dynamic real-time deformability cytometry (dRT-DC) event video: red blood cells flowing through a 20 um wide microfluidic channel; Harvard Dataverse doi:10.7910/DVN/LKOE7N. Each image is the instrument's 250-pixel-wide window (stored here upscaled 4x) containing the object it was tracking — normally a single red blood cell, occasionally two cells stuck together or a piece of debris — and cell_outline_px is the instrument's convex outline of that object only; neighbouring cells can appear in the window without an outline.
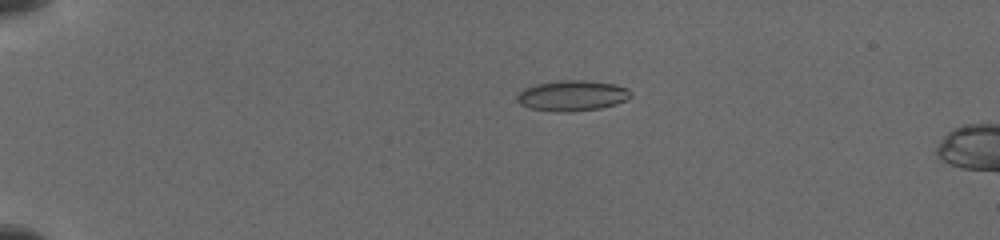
{"species": "common noctule bat (a hibernating species)", "species_latin": "Nyctalus noctula", "temperature_condition": "cold", "stored_images_in_passage": 24, "camera_frame_rate_fps": 3000, "um_per_image_px": 0.085, "animal": {"sex": "female", "body_mass_g": 19.5, "forearm_length_mm": 54.1}, "frame": {"image": 1, "passage_image": 8, "time_ms": 3.667, "image_size_px": [1000, 240], "cell_outline_px": [[632, 96], [616, 104], [600, 108], [532, 108], [520, 104], [516, 100], [516, 96], [524, 88], [536, 84], [560, 80], [584, 80], [612, 84], [628, 88], [632, 92]], "centroid_in_image_um": [48.67, 8.06], "position_along_channel_um": 36.3, "area_um2": 19.02}}
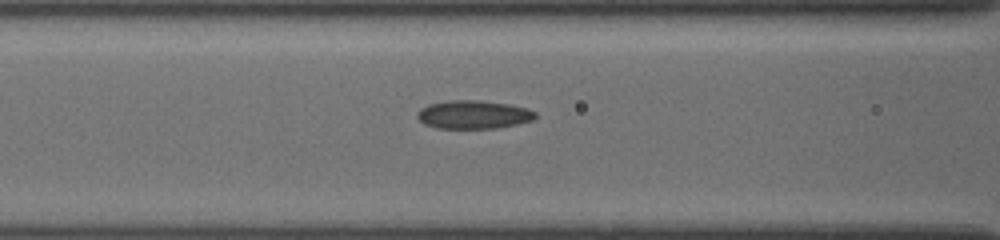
{"frame": {"image": 2, "passage_image": 18, "time_ms": 7.667, "image_size_px": [1000, 240], "cell_outline_px": [[536, 116], [532, 120], [516, 124], [496, 128], [436, 128], [424, 124], [416, 116], [420, 108], [428, 104], [448, 100], [480, 100], [508, 104], [528, 108], [536, 112]], "centroid_in_image_um": [40.22, 9.73], "position_along_channel_um": 126.4, "area_um2": 19.54}}
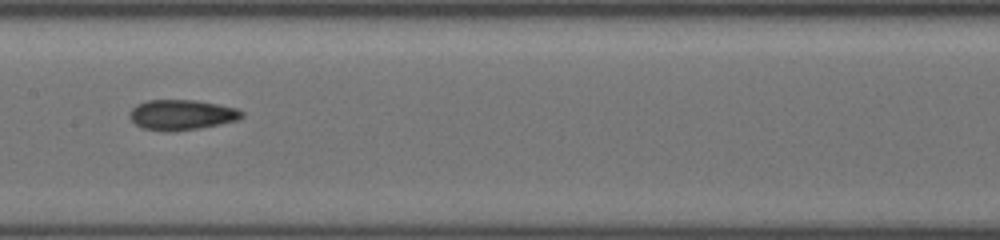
{"frame": {"image": 3, "passage_image": 22, "time_ms": 9.333, "image_size_px": [1000, 240], "cell_outline_px": [[244, 116], [236, 120], [196, 128], [144, 128], [136, 124], [132, 120], [132, 108], [136, 104], [148, 100], [196, 100], [236, 108], [244, 112]], "centroid_in_image_um": [15.49, 9.69], "position_along_channel_um": 191.9, "area_um2": 18.55}}